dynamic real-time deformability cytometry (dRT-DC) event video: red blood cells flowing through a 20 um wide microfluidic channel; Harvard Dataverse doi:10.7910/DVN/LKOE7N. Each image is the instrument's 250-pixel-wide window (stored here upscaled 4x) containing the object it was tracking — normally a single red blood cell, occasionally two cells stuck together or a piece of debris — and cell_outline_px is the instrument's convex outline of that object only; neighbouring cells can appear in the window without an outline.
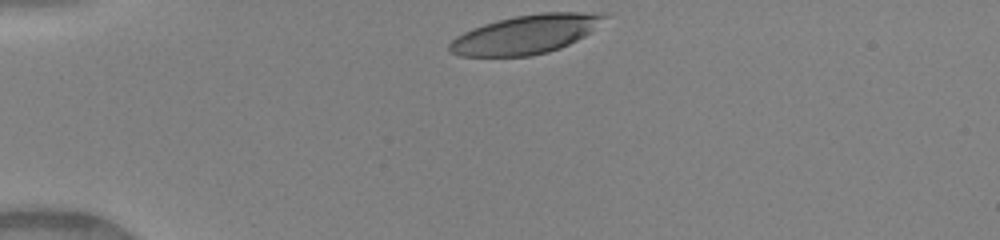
{"species": "human", "species_latin": "Homo sapiens", "temperature_condition": "warm", "stored_images_in_passage": 33, "camera_frame_rate_fps": 3000, "um_per_image_px": 0.085, "donor": {"sex": "female"}, "frame": {"image": 1, "passage_image": 1, "time_ms": 0.0, "image_size_px": [1000, 240], "cell_outline_px": [[608, 16], [584, 36], [560, 48], [548, 52], [532, 56], [460, 56], [448, 52], [448, 44], [456, 36], [472, 28], [496, 20], [516, 16], [540, 12], [604, 12]], "centroid_in_image_um": [44.66, 2.92], "position_along_channel_um": 40.3, "area_um2": 35.03}}
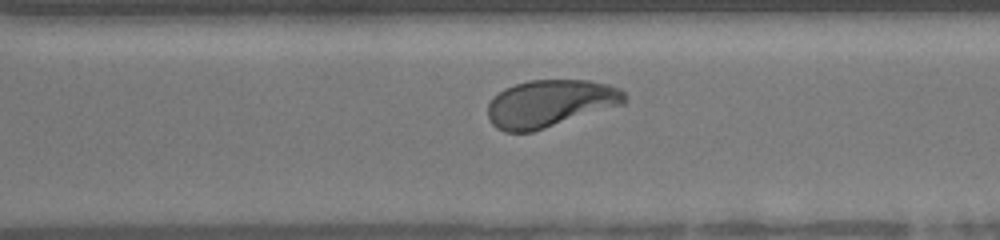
{"frame": {"image": 2, "passage_image": 25, "time_ms": 8.0, "image_size_px": [1000, 240], "cell_outline_px": [[624, 104], [532, 132], [504, 132], [496, 128], [492, 124], [488, 116], [488, 104], [504, 88], [528, 80], [588, 80], [608, 84], [620, 88], [624, 92]], "centroid_in_image_um": [46.75, 8.79], "position_along_channel_um": 323.9, "area_um2": 37.51}}
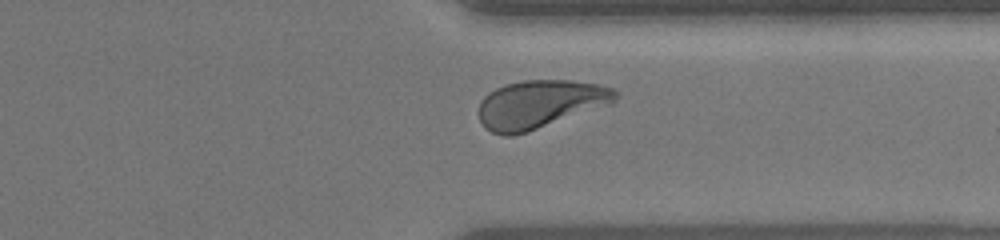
{"frame": {"image": 3, "passage_image": 28, "time_ms": 9.0, "image_size_px": [1000, 240], "cell_outline_px": [[620, 96], [612, 104], [528, 132], [512, 136], [504, 136], [492, 132], [484, 128], [480, 120], [480, 100], [488, 92], [496, 88], [508, 84], [524, 80], [572, 80], [596, 84], [616, 88], [620, 92]], "centroid_in_image_um": [45.94, 8.86], "position_along_channel_um": 365.5, "area_um2": 38.78}, "authors_computed_cell_mechanics": {"area_um2": 37.7434, "velocity_mm_per_s": 4.0948, "shape_relaxation_time_tau1_ms": 3.4869, "shape_relaxation_time_tau2_ms": 1.2171, "deformation_change_tau1": 0.1967, "deformation_change_tau2": 0.0681}}